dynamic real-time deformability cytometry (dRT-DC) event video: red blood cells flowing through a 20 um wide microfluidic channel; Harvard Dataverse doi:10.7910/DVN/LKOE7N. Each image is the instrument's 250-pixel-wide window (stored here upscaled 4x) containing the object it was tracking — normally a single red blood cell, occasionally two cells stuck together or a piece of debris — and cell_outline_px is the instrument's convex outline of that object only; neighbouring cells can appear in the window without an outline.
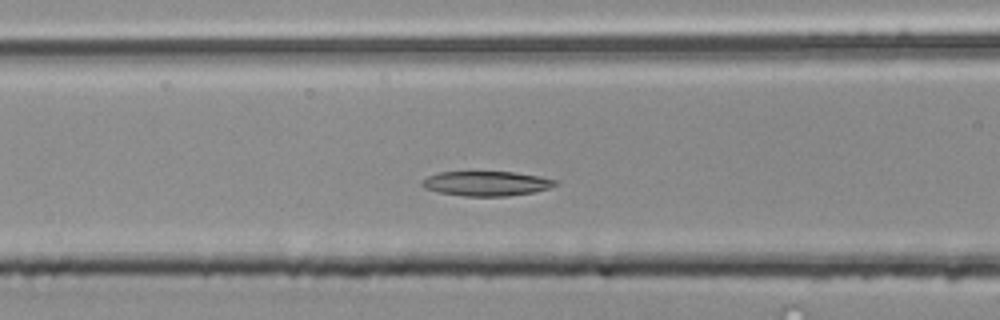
{"species": "common noctule bat (a hibernating species)", "species_latin": "Nyctalus noctula", "temperature_condition": "room temperature", "stored_images_in_passage": 45, "camera_frame_rate_fps": 3000, "um_per_image_px": 0.085, "animal": {"sex": "male", "body_mass_g": 20.4}, "frame": {"image": 1, "passage_image": 14, "time_ms": 4.333, "image_size_px": [1000, 320], "cell_outline_px": [[560, 184], [548, 188], [532, 192], [508, 196], [464, 196], [436, 192], [424, 188], [420, 184], [420, 180], [428, 176], [440, 172], [516, 172], [540, 176], [560, 180]], "centroid_in_image_um": [41.35, 15.59], "position_along_channel_um": 125.2, "area_um2": 19.42}}
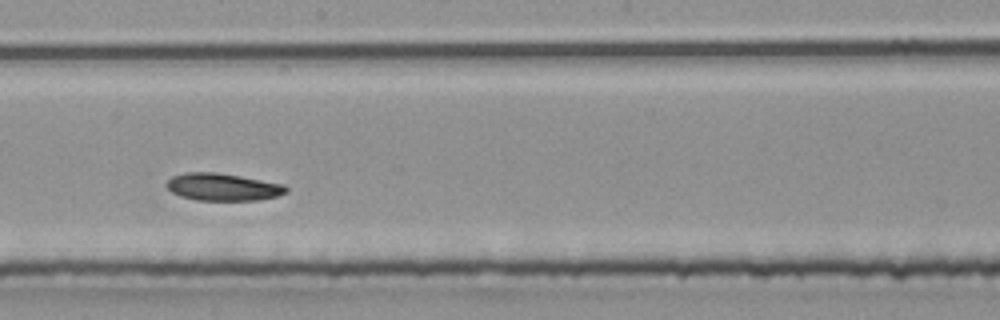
{"frame": {"image": 2, "passage_image": 22, "time_ms": 7.0, "image_size_px": [1000, 320], "cell_outline_px": [[288, 192], [276, 196], [260, 200], [196, 200], [180, 196], [172, 192], [164, 184], [172, 176], [184, 172], [216, 172], [240, 176], [284, 184], [288, 188]], "centroid_in_image_um": [18.93, 15.89], "position_along_channel_um": 229.3, "area_um2": 19.13}}
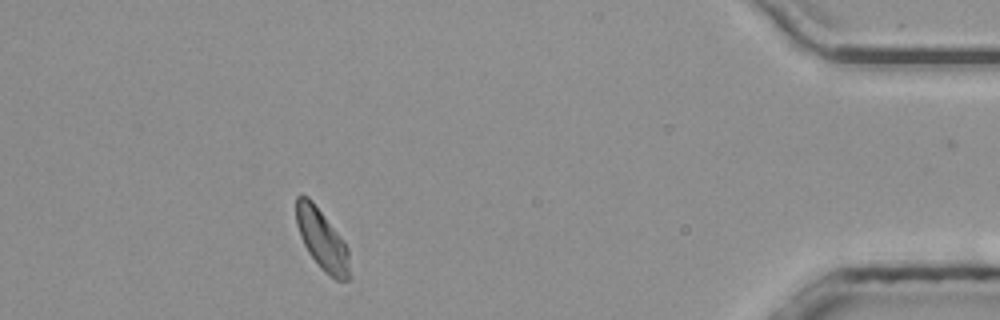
{"frame": {"image": 3, "passage_image": 40, "time_ms": 13.0, "image_size_px": [1000, 320], "cell_outline_px": [[352, 276], [348, 280], [336, 280], [324, 272], [320, 268], [308, 252], [300, 236], [296, 224], [296, 196], [308, 196], [312, 200], [348, 248]], "centroid_in_image_um": [27.39, 20.42], "position_along_channel_um": 407.8, "area_um2": 18.79}}